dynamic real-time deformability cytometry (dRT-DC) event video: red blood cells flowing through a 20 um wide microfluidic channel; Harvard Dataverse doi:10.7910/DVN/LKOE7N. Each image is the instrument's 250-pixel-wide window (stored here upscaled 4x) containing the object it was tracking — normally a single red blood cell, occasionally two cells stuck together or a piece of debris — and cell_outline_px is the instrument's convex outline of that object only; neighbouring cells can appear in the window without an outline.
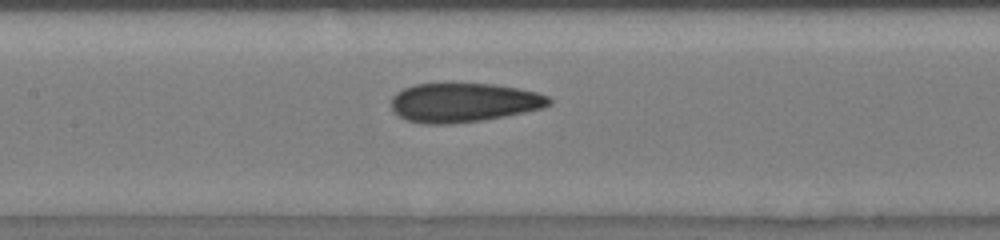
{"species": "human", "species_latin": "Homo sapiens", "temperature_condition": "room temperature", "stored_images_in_passage": 58, "camera_frame_rate_fps": 3000, "um_per_image_px": 0.085, "donor": {"sex": "male"}, "frame": {"image": 1, "passage_image": 27, "time_ms": 7.667, "image_size_px": [1000, 240], "cell_outline_px": [[552, 104], [544, 108], [484, 120], [452, 124], [424, 124], [404, 120], [392, 112], [392, 96], [396, 92], [404, 88], [416, 84], [492, 84], [516, 88], [536, 92], [548, 96], [552, 100]], "centroid_in_image_um": [39.39, 8.73], "position_along_channel_um": 168.0, "area_um2": 36.13}}
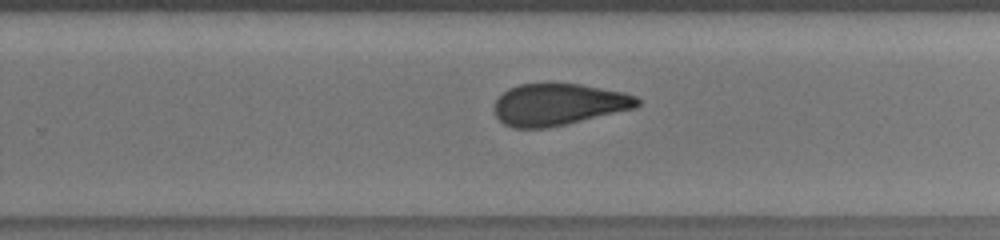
{"frame": {"image": 2, "passage_image": 41, "time_ms": 10.667, "image_size_px": [1000, 240], "cell_outline_px": [[640, 104], [636, 108], [548, 128], [512, 128], [504, 124], [496, 116], [496, 100], [508, 88], [520, 84], [580, 84], [624, 92], [636, 96], [640, 100]], "centroid_in_image_um": [47.5, 8.88], "position_along_channel_um": 282.3, "area_um2": 34.62}}
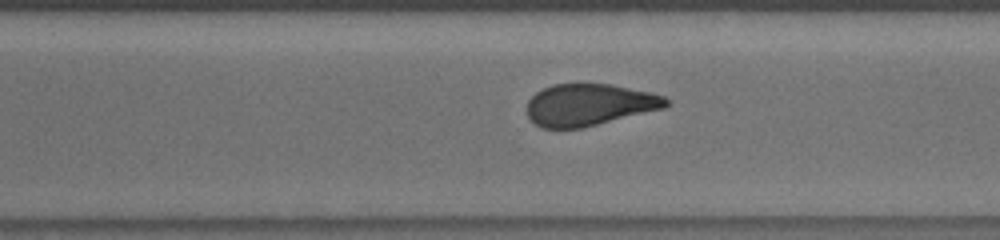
{"frame": {"image": 3, "passage_image": 46, "time_ms": 11.667, "image_size_px": [1000, 240], "cell_outline_px": [[668, 104], [664, 108], [580, 128], [540, 128], [528, 120], [528, 100], [536, 92], [552, 84], [608, 84], [652, 92], [664, 96], [668, 100]], "centroid_in_image_um": [50.05, 8.91], "position_along_channel_um": 320.5, "area_um2": 33.76}}